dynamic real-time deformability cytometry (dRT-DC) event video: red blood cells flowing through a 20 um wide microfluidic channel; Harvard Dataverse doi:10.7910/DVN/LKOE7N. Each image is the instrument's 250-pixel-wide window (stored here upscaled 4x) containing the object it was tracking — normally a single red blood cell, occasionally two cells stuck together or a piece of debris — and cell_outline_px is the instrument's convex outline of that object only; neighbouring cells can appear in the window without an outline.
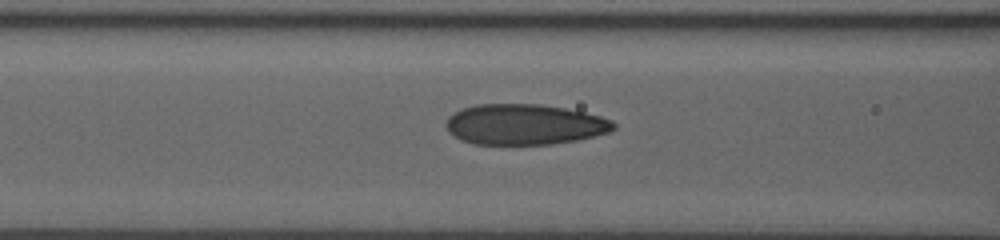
{"species": "human", "species_latin": "Homo sapiens", "temperature_condition": "room temperature", "stored_images_in_passage": 46, "camera_frame_rate_fps": 3000, "um_per_image_px": 0.085, "donor": {"sex": "male"}, "frame": {"image": 1, "passage_image": 22, "time_ms": 7.0, "image_size_px": [1000, 240], "cell_outline_px": [[616, 128], [608, 132], [576, 140], [552, 144], [472, 144], [460, 140], [448, 132], [444, 124], [448, 116], [452, 112], [460, 108], [476, 104], [540, 104], [564, 108], [584, 112], [600, 116], [612, 120], [616, 124]], "centroid_in_image_um": [44.52, 10.57], "position_along_channel_um": 122.1, "area_um2": 39.94}}
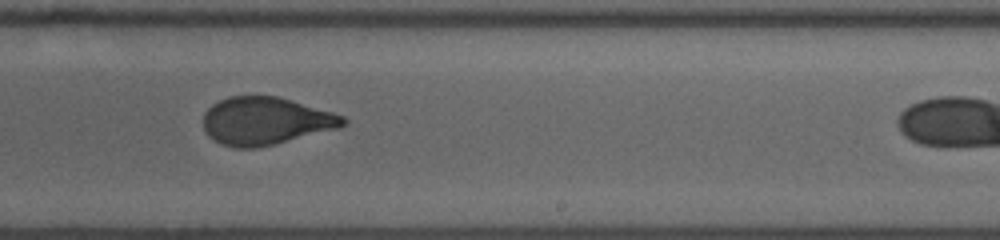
{"frame": {"image": 2, "passage_image": 33, "time_ms": 10.667, "image_size_px": [1000, 240], "cell_outline_px": [[348, 124], [340, 128], [276, 144], [256, 148], [236, 148], [220, 144], [208, 136], [204, 132], [204, 112], [212, 104], [228, 96], [276, 96], [332, 112], [344, 116], [348, 120]], "centroid_in_image_um": [22.58, 10.3], "position_along_channel_um": 266.4, "area_um2": 39.07}}
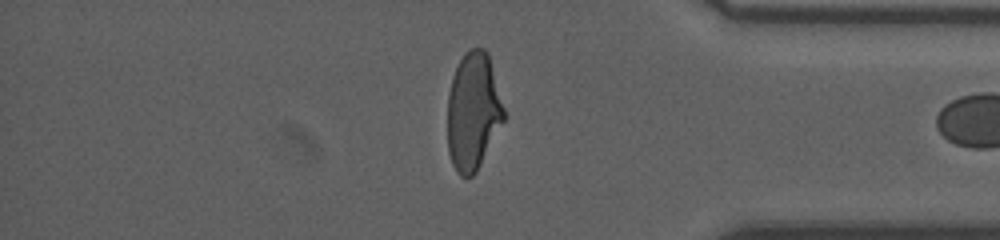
{"frame": {"image": 3, "passage_image": 44, "time_ms": 14.333, "image_size_px": [1000, 240], "cell_outline_px": [[504, 120], [476, 172], [472, 176], [460, 176], [456, 172], [452, 164], [448, 152], [448, 92], [452, 76], [464, 52], [468, 48], [484, 48], [488, 52], [504, 108]], "centroid_in_image_um": [40.2, 9.45], "position_along_channel_um": 395.0, "area_um2": 38.61}}